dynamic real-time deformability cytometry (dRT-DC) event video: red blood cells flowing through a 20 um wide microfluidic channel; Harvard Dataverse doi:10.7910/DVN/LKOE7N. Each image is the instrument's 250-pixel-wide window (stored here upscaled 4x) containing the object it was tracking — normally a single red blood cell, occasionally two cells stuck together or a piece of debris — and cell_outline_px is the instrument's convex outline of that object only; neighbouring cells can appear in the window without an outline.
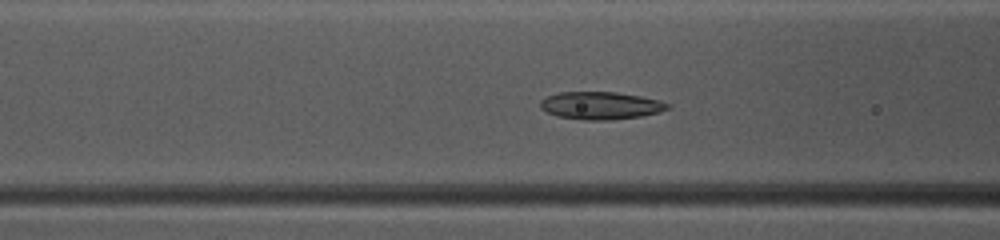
{"species": "common noctule bat (a hibernating species)", "species_latin": "Nyctalus noctula", "temperature_condition": "warm", "stored_images_in_passage": 37, "camera_frame_rate_fps": 3000, "um_per_image_px": 0.085, "animal": {"sex": "female", "body_mass_g": 10.0, "forearm_length_mm": 53.1}, "frame": {"image": 1, "passage_image": 8, "time_ms": 2.333, "image_size_px": [1000, 240], "cell_outline_px": [[672, 108], [660, 112], [640, 116], [612, 120], [584, 120], [556, 116], [540, 108], [540, 100], [548, 96], [560, 92], [616, 92], [640, 96], [672, 104]], "centroid_in_image_um": [51.07, 8.98], "position_along_channel_um": 115.5, "area_um2": 20.52}}
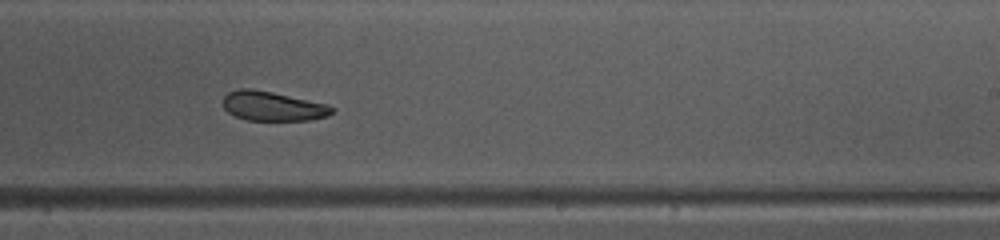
{"frame": {"image": 2, "passage_image": 19, "time_ms": 6.0, "image_size_px": [1000, 240], "cell_outline_px": [[336, 108], [328, 116], [308, 120], [248, 120], [236, 116], [228, 112], [224, 108], [224, 96], [228, 92], [240, 88], [252, 88], [272, 92], [328, 104]], "centroid_in_image_um": [23.19, 9.02], "position_along_channel_um": 265.8, "area_um2": 18.61}}
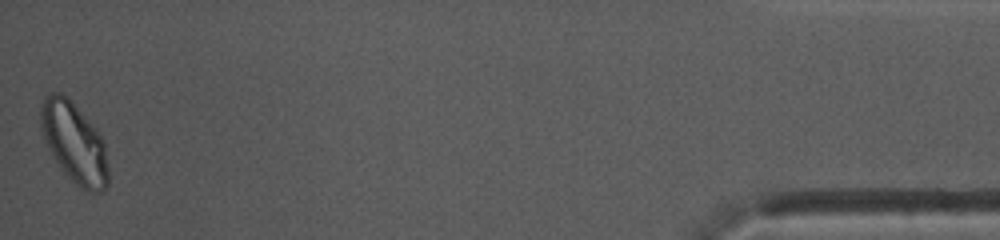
{"frame": {"image": 3, "passage_image": 37, "time_ms": 12.0, "image_size_px": [1000, 240], "cell_outline_px": [[108, 184], [100, 192], [88, 192], [80, 188], [60, 168], [40, 128], [40, 104], [44, 96], [48, 92], [60, 92], [68, 96], [96, 128], [104, 144], [108, 168]], "centroid_in_image_um": [6.3, 12.09], "position_along_channel_um": 428.9, "area_um2": 31.56}, "authors_computed_cell_mechanics": {"area_um2": 20.3456, "velocity_mm_per_s": 4.0928, "shape_relaxation_time_tau1_ms": null, "shape_relaxation_time_tau2_ms": 3.1266, "deformation_change_tau1": null, "deformation_change_tau2": 0.0796}}